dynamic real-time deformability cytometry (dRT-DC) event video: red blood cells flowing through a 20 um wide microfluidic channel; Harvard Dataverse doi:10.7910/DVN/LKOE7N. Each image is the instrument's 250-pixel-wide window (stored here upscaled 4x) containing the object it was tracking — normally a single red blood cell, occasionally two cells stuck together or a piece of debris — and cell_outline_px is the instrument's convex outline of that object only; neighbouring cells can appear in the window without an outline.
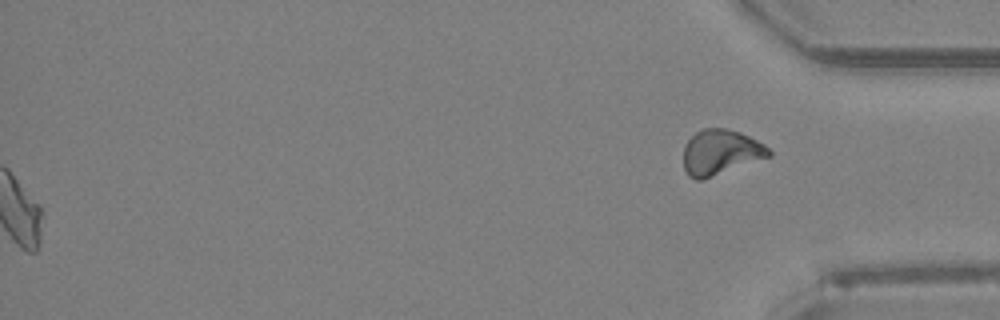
{"species": "Egyptian fruit bat (a non-hibernating species)", "species_latin": "Rousettus aegyptiacus", "temperature_condition": "room temperature", "stored_images_in_passage": 49, "segment_of_instrument_passage": [2, 2], "camera_frame_rate_fps": 3000, "um_per_image_px": 0.085, "animal": {"sex": "female"}, "frame": {"image": 1, "passage_image": 49, "time_ms": 16.0, "image_size_px": [1000, 320], "cell_outline_px": [[772, 156], [700, 180], [696, 180], [688, 176], [684, 168], [684, 144], [696, 132], [704, 128], [724, 128], [740, 132], [764, 144], [772, 152]], "centroid_in_image_um": [61.24, 12.94], "position_along_channel_um": 374.0, "area_um2": 22.37}}